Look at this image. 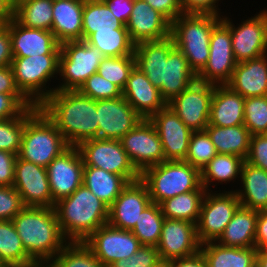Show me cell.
<instances>
[{
    "mask_svg": "<svg viewBox=\"0 0 267 267\" xmlns=\"http://www.w3.org/2000/svg\"><path fill=\"white\" fill-rule=\"evenodd\" d=\"M134 57L135 66L160 90L166 103L197 80L171 36L135 45Z\"/></svg>",
    "mask_w": 267,
    "mask_h": 267,
    "instance_id": "obj_1",
    "label": "cell"
},
{
    "mask_svg": "<svg viewBox=\"0 0 267 267\" xmlns=\"http://www.w3.org/2000/svg\"><path fill=\"white\" fill-rule=\"evenodd\" d=\"M39 108L55 124L69 146L98 138L97 100L78 90H56Z\"/></svg>",
    "mask_w": 267,
    "mask_h": 267,
    "instance_id": "obj_2",
    "label": "cell"
},
{
    "mask_svg": "<svg viewBox=\"0 0 267 267\" xmlns=\"http://www.w3.org/2000/svg\"><path fill=\"white\" fill-rule=\"evenodd\" d=\"M12 222L28 256L36 263H49L68 243L54 207L25 206Z\"/></svg>",
    "mask_w": 267,
    "mask_h": 267,
    "instance_id": "obj_3",
    "label": "cell"
},
{
    "mask_svg": "<svg viewBox=\"0 0 267 267\" xmlns=\"http://www.w3.org/2000/svg\"><path fill=\"white\" fill-rule=\"evenodd\" d=\"M54 209L68 242H84L98 228L108 224L109 207L84 185L55 203Z\"/></svg>",
    "mask_w": 267,
    "mask_h": 267,
    "instance_id": "obj_4",
    "label": "cell"
},
{
    "mask_svg": "<svg viewBox=\"0 0 267 267\" xmlns=\"http://www.w3.org/2000/svg\"><path fill=\"white\" fill-rule=\"evenodd\" d=\"M69 145L55 124L38 107L25 112V124L21 138V159L47 168L52 160L65 151Z\"/></svg>",
    "mask_w": 267,
    "mask_h": 267,
    "instance_id": "obj_5",
    "label": "cell"
},
{
    "mask_svg": "<svg viewBox=\"0 0 267 267\" xmlns=\"http://www.w3.org/2000/svg\"><path fill=\"white\" fill-rule=\"evenodd\" d=\"M221 17L184 13L171 23L170 36L174 45L186 57L196 75L208 61L212 30L222 20Z\"/></svg>",
    "mask_w": 267,
    "mask_h": 267,
    "instance_id": "obj_6",
    "label": "cell"
},
{
    "mask_svg": "<svg viewBox=\"0 0 267 267\" xmlns=\"http://www.w3.org/2000/svg\"><path fill=\"white\" fill-rule=\"evenodd\" d=\"M146 184L153 203L163 201L176 195L205 189L201 183V171L184 160L164 161L148 167L140 174Z\"/></svg>",
    "mask_w": 267,
    "mask_h": 267,
    "instance_id": "obj_7",
    "label": "cell"
},
{
    "mask_svg": "<svg viewBox=\"0 0 267 267\" xmlns=\"http://www.w3.org/2000/svg\"><path fill=\"white\" fill-rule=\"evenodd\" d=\"M59 56L39 55L12 59L10 66L16 86L33 105L39 107L56 91L54 87L49 88L47 82L53 77L57 78L54 75H58Z\"/></svg>",
    "mask_w": 267,
    "mask_h": 267,
    "instance_id": "obj_8",
    "label": "cell"
},
{
    "mask_svg": "<svg viewBox=\"0 0 267 267\" xmlns=\"http://www.w3.org/2000/svg\"><path fill=\"white\" fill-rule=\"evenodd\" d=\"M104 56L95 47L84 40L68 41L61 44L58 74L62 83L56 90H78L81 85L94 73Z\"/></svg>",
    "mask_w": 267,
    "mask_h": 267,
    "instance_id": "obj_9",
    "label": "cell"
},
{
    "mask_svg": "<svg viewBox=\"0 0 267 267\" xmlns=\"http://www.w3.org/2000/svg\"><path fill=\"white\" fill-rule=\"evenodd\" d=\"M84 166H93L121 175L128 183L140 179L120 140L89 139L78 146Z\"/></svg>",
    "mask_w": 267,
    "mask_h": 267,
    "instance_id": "obj_10",
    "label": "cell"
},
{
    "mask_svg": "<svg viewBox=\"0 0 267 267\" xmlns=\"http://www.w3.org/2000/svg\"><path fill=\"white\" fill-rule=\"evenodd\" d=\"M215 192L207 191L201 205L196 225L200 244L217 241L240 206L235 191Z\"/></svg>",
    "mask_w": 267,
    "mask_h": 267,
    "instance_id": "obj_11",
    "label": "cell"
},
{
    "mask_svg": "<svg viewBox=\"0 0 267 267\" xmlns=\"http://www.w3.org/2000/svg\"><path fill=\"white\" fill-rule=\"evenodd\" d=\"M230 28L221 20L212 30L210 56L197 80L215 85L227 84L236 67Z\"/></svg>",
    "mask_w": 267,
    "mask_h": 267,
    "instance_id": "obj_12",
    "label": "cell"
},
{
    "mask_svg": "<svg viewBox=\"0 0 267 267\" xmlns=\"http://www.w3.org/2000/svg\"><path fill=\"white\" fill-rule=\"evenodd\" d=\"M214 87L215 84L196 80L167 105L192 132L205 130L209 122Z\"/></svg>",
    "mask_w": 267,
    "mask_h": 267,
    "instance_id": "obj_13",
    "label": "cell"
},
{
    "mask_svg": "<svg viewBox=\"0 0 267 267\" xmlns=\"http://www.w3.org/2000/svg\"><path fill=\"white\" fill-rule=\"evenodd\" d=\"M228 18L222 16V21L230 28L237 63L267 54V9L242 21L236 27Z\"/></svg>",
    "mask_w": 267,
    "mask_h": 267,
    "instance_id": "obj_14",
    "label": "cell"
},
{
    "mask_svg": "<svg viewBox=\"0 0 267 267\" xmlns=\"http://www.w3.org/2000/svg\"><path fill=\"white\" fill-rule=\"evenodd\" d=\"M120 141L140 174L148 167L165 161L160 137L149 119H142Z\"/></svg>",
    "mask_w": 267,
    "mask_h": 267,
    "instance_id": "obj_15",
    "label": "cell"
},
{
    "mask_svg": "<svg viewBox=\"0 0 267 267\" xmlns=\"http://www.w3.org/2000/svg\"><path fill=\"white\" fill-rule=\"evenodd\" d=\"M84 243L105 267L131 257L142 246L132 231L118 229L109 224L98 228Z\"/></svg>",
    "mask_w": 267,
    "mask_h": 267,
    "instance_id": "obj_16",
    "label": "cell"
},
{
    "mask_svg": "<svg viewBox=\"0 0 267 267\" xmlns=\"http://www.w3.org/2000/svg\"><path fill=\"white\" fill-rule=\"evenodd\" d=\"M84 163L77 146H69L47 166L52 207L83 185Z\"/></svg>",
    "mask_w": 267,
    "mask_h": 267,
    "instance_id": "obj_17",
    "label": "cell"
},
{
    "mask_svg": "<svg viewBox=\"0 0 267 267\" xmlns=\"http://www.w3.org/2000/svg\"><path fill=\"white\" fill-rule=\"evenodd\" d=\"M200 245L196 224L165 218L156 246L163 262L193 256L200 251Z\"/></svg>",
    "mask_w": 267,
    "mask_h": 267,
    "instance_id": "obj_18",
    "label": "cell"
},
{
    "mask_svg": "<svg viewBox=\"0 0 267 267\" xmlns=\"http://www.w3.org/2000/svg\"><path fill=\"white\" fill-rule=\"evenodd\" d=\"M13 187L24 206L52 207L47 168L17 157Z\"/></svg>",
    "mask_w": 267,
    "mask_h": 267,
    "instance_id": "obj_19",
    "label": "cell"
},
{
    "mask_svg": "<svg viewBox=\"0 0 267 267\" xmlns=\"http://www.w3.org/2000/svg\"><path fill=\"white\" fill-rule=\"evenodd\" d=\"M98 138L120 140L143 118L123 96L97 100Z\"/></svg>",
    "mask_w": 267,
    "mask_h": 267,
    "instance_id": "obj_20",
    "label": "cell"
},
{
    "mask_svg": "<svg viewBox=\"0 0 267 267\" xmlns=\"http://www.w3.org/2000/svg\"><path fill=\"white\" fill-rule=\"evenodd\" d=\"M149 121L154 125L165 156V161L185 160L192 131L177 114L166 105L153 114Z\"/></svg>",
    "mask_w": 267,
    "mask_h": 267,
    "instance_id": "obj_21",
    "label": "cell"
},
{
    "mask_svg": "<svg viewBox=\"0 0 267 267\" xmlns=\"http://www.w3.org/2000/svg\"><path fill=\"white\" fill-rule=\"evenodd\" d=\"M151 203L148 188L141 179L129 182L109 207L108 224L131 231L142 211Z\"/></svg>",
    "mask_w": 267,
    "mask_h": 267,
    "instance_id": "obj_22",
    "label": "cell"
},
{
    "mask_svg": "<svg viewBox=\"0 0 267 267\" xmlns=\"http://www.w3.org/2000/svg\"><path fill=\"white\" fill-rule=\"evenodd\" d=\"M13 58L60 55L61 44L51 31L29 28L15 18L8 22Z\"/></svg>",
    "mask_w": 267,
    "mask_h": 267,
    "instance_id": "obj_23",
    "label": "cell"
},
{
    "mask_svg": "<svg viewBox=\"0 0 267 267\" xmlns=\"http://www.w3.org/2000/svg\"><path fill=\"white\" fill-rule=\"evenodd\" d=\"M126 28L131 40L137 45L167 38L170 36L171 23L145 0H135Z\"/></svg>",
    "mask_w": 267,
    "mask_h": 267,
    "instance_id": "obj_24",
    "label": "cell"
},
{
    "mask_svg": "<svg viewBox=\"0 0 267 267\" xmlns=\"http://www.w3.org/2000/svg\"><path fill=\"white\" fill-rule=\"evenodd\" d=\"M122 96L143 119H149L167 105L160 90L136 66L129 74Z\"/></svg>",
    "mask_w": 267,
    "mask_h": 267,
    "instance_id": "obj_25",
    "label": "cell"
},
{
    "mask_svg": "<svg viewBox=\"0 0 267 267\" xmlns=\"http://www.w3.org/2000/svg\"><path fill=\"white\" fill-rule=\"evenodd\" d=\"M226 85L244 98L267 96V54L237 63Z\"/></svg>",
    "mask_w": 267,
    "mask_h": 267,
    "instance_id": "obj_26",
    "label": "cell"
},
{
    "mask_svg": "<svg viewBox=\"0 0 267 267\" xmlns=\"http://www.w3.org/2000/svg\"><path fill=\"white\" fill-rule=\"evenodd\" d=\"M85 0L53 1L52 30L54 37L62 44L82 40V17Z\"/></svg>",
    "mask_w": 267,
    "mask_h": 267,
    "instance_id": "obj_27",
    "label": "cell"
},
{
    "mask_svg": "<svg viewBox=\"0 0 267 267\" xmlns=\"http://www.w3.org/2000/svg\"><path fill=\"white\" fill-rule=\"evenodd\" d=\"M245 98L229 86L215 85L208 125L220 127L244 124Z\"/></svg>",
    "mask_w": 267,
    "mask_h": 267,
    "instance_id": "obj_28",
    "label": "cell"
},
{
    "mask_svg": "<svg viewBox=\"0 0 267 267\" xmlns=\"http://www.w3.org/2000/svg\"><path fill=\"white\" fill-rule=\"evenodd\" d=\"M243 189H235L240 205L257 211L267 210V171L244 161L241 170Z\"/></svg>",
    "mask_w": 267,
    "mask_h": 267,
    "instance_id": "obj_29",
    "label": "cell"
},
{
    "mask_svg": "<svg viewBox=\"0 0 267 267\" xmlns=\"http://www.w3.org/2000/svg\"><path fill=\"white\" fill-rule=\"evenodd\" d=\"M257 216V210L240 205L216 242L227 247H255Z\"/></svg>",
    "mask_w": 267,
    "mask_h": 267,
    "instance_id": "obj_30",
    "label": "cell"
},
{
    "mask_svg": "<svg viewBox=\"0 0 267 267\" xmlns=\"http://www.w3.org/2000/svg\"><path fill=\"white\" fill-rule=\"evenodd\" d=\"M255 247H227L216 241L200 245L207 267H250L256 261Z\"/></svg>",
    "mask_w": 267,
    "mask_h": 267,
    "instance_id": "obj_31",
    "label": "cell"
},
{
    "mask_svg": "<svg viewBox=\"0 0 267 267\" xmlns=\"http://www.w3.org/2000/svg\"><path fill=\"white\" fill-rule=\"evenodd\" d=\"M205 130L218 154L238 155L246 159L252 134L243 124L227 127L208 125Z\"/></svg>",
    "mask_w": 267,
    "mask_h": 267,
    "instance_id": "obj_32",
    "label": "cell"
},
{
    "mask_svg": "<svg viewBox=\"0 0 267 267\" xmlns=\"http://www.w3.org/2000/svg\"><path fill=\"white\" fill-rule=\"evenodd\" d=\"M85 42L97 48L104 57L134 56L135 44L127 28L93 29Z\"/></svg>",
    "mask_w": 267,
    "mask_h": 267,
    "instance_id": "obj_33",
    "label": "cell"
},
{
    "mask_svg": "<svg viewBox=\"0 0 267 267\" xmlns=\"http://www.w3.org/2000/svg\"><path fill=\"white\" fill-rule=\"evenodd\" d=\"M128 182L118 174L93 166H84L83 185L110 207Z\"/></svg>",
    "mask_w": 267,
    "mask_h": 267,
    "instance_id": "obj_34",
    "label": "cell"
},
{
    "mask_svg": "<svg viewBox=\"0 0 267 267\" xmlns=\"http://www.w3.org/2000/svg\"><path fill=\"white\" fill-rule=\"evenodd\" d=\"M206 189L176 195L160 204L164 218L186 220L197 225Z\"/></svg>",
    "mask_w": 267,
    "mask_h": 267,
    "instance_id": "obj_35",
    "label": "cell"
},
{
    "mask_svg": "<svg viewBox=\"0 0 267 267\" xmlns=\"http://www.w3.org/2000/svg\"><path fill=\"white\" fill-rule=\"evenodd\" d=\"M0 262L4 266L36 264L27 254L12 220H0Z\"/></svg>",
    "mask_w": 267,
    "mask_h": 267,
    "instance_id": "obj_36",
    "label": "cell"
},
{
    "mask_svg": "<svg viewBox=\"0 0 267 267\" xmlns=\"http://www.w3.org/2000/svg\"><path fill=\"white\" fill-rule=\"evenodd\" d=\"M245 159L238 155L217 154L202 170V186L210 191L211 184L220 182V184L233 182L241 178V170ZM235 179V180H234ZM210 184V185H209Z\"/></svg>",
    "mask_w": 267,
    "mask_h": 267,
    "instance_id": "obj_37",
    "label": "cell"
},
{
    "mask_svg": "<svg viewBox=\"0 0 267 267\" xmlns=\"http://www.w3.org/2000/svg\"><path fill=\"white\" fill-rule=\"evenodd\" d=\"M53 0H30L14 10V18L23 26L52 30Z\"/></svg>",
    "mask_w": 267,
    "mask_h": 267,
    "instance_id": "obj_38",
    "label": "cell"
},
{
    "mask_svg": "<svg viewBox=\"0 0 267 267\" xmlns=\"http://www.w3.org/2000/svg\"><path fill=\"white\" fill-rule=\"evenodd\" d=\"M82 25V40L84 41L93 33V29L126 28L103 0L84 1Z\"/></svg>",
    "mask_w": 267,
    "mask_h": 267,
    "instance_id": "obj_39",
    "label": "cell"
},
{
    "mask_svg": "<svg viewBox=\"0 0 267 267\" xmlns=\"http://www.w3.org/2000/svg\"><path fill=\"white\" fill-rule=\"evenodd\" d=\"M165 218L157 203L149 204L140 214V218L131 230L141 245L157 246Z\"/></svg>",
    "mask_w": 267,
    "mask_h": 267,
    "instance_id": "obj_40",
    "label": "cell"
},
{
    "mask_svg": "<svg viewBox=\"0 0 267 267\" xmlns=\"http://www.w3.org/2000/svg\"><path fill=\"white\" fill-rule=\"evenodd\" d=\"M49 264L52 267H105L84 242H68Z\"/></svg>",
    "mask_w": 267,
    "mask_h": 267,
    "instance_id": "obj_41",
    "label": "cell"
},
{
    "mask_svg": "<svg viewBox=\"0 0 267 267\" xmlns=\"http://www.w3.org/2000/svg\"><path fill=\"white\" fill-rule=\"evenodd\" d=\"M217 154L207 131H194L190 136L188 153L184 161L201 171Z\"/></svg>",
    "mask_w": 267,
    "mask_h": 267,
    "instance_id": "obj_42",
    "label": "cell"
},
{
    "mask_svg": "<svg viewBox=\"0 0 267 267\" xmlns=\"http://www.w3.org/2000/svg\"><path fill=\"white\" fill-rule=\"evenodd\" d=\"M134 66V56L104 57L97 73L123 90Z\"/></svg>",
    "mask_w": 267,
    "mask_h": 267,
    "instance_id": "obj_43",
    "label": "cell"
},
{
    "mask_svg": "<svg viewBox=\"0 0 267 267\" xmlns=\"http://www.w3.org/2000/svg\"><path fill=\"white\" fill-rule=\"evenodd\" d=\"M243 125L252 136L267 134V96L245 98Z\"/></svg>",
    "mask_w": 267,
    "mask_h": 267,
    "instance_id": "obj_44",
    "label": "cell"
},
{
    "mask_svg": "<svg viewBox=\"0 0 267 267\" xmlns=\"http://www.w3.org/2000/svg\"><path fill=\"white\" fill-rule=\"evenodd\" d=\"M25 113L19 118L0 120V150L19 154Z\"/></svg>",
    "mask_w": 267,
    "mask_h": 267,
    "instance_id": "obj_45",
    "label": "cell"
},
{
    "mask_svg": "<svg viewBox=\"0 0 267 267\" xmlns=\"http://www.w3.org/2000/svg\"><path fill=\"white\" fill-rule=\"evenodd\" d=\"M78 91L94 100L115 99L122 96V90L98 73L92 74Z\"/></svg>",
    "mask_w": 267,
    "mask_h": 267,
    "instance_id": "obj_46",
    "label": "cell"
},
{
    "mask_svg": "<svg viewBox=\"0 0 267 267\" xmlns=\"http://www.w3.org/2000/svg\"><path fill=\"white\" fill-rule=\"evenodd\" d=\"M33 106L23 94L0 93V120L19 118Z\"/></svg>",
    "mask_w": 267,
    "mask_h": 267,
    "instance_id": "obj_47",
    "label": "cell"
},
{
    "mask_svg": "<svg viewBox=\"0 0 267 267\" xmlns=\"http://www.w3.org/2000/svg\"><path fill=\"white\" fill-rule=\"evenodd\" d=\"M24 207L13 186H0V220H12Z\"/></svg>",
    "mask_w": 267,
    "mask_h": 267,
    "instance_id": "obj_48",
    "label": "cell"
},
{
    "mask_svg": "<svg viewBox=\"0 0 267 267\" xmlns=\"http://www.w3.org/2000/svg\"><path fill=\"white\" fill-rule=\"evenodd\" d=\"M246 162L267 171V134L253 135Z\"/></svg>",
    "mask_w": 267,
    "mask_h": 267,
    "instance_id": "obj_49",
    "label": "cell"
},
{
    "mask_svg": "<svg viewBox=\"0 0 267 267\" xmlns=\"http://www.w3.org/2000/svg\"><path fill=\"white\" fill-rule=\"evenodd\" d=\"M181 8L186 14H212L223 16L219 12L220 0H179ZM217 3V4H216Z\"/></svg>",
    "mask_w": 267,
    "mask_h": 267,
    "instance_id": "obj_50",
    "label": "cell"
},
{
    "mask_svg": "<svg viewBox=\"0 0 267 267\" xmlns=\"http://www.w3.org/2000/svg\"><path fill=\"white\" fill-rule=\"evenodd\" d=\"M17 154L0 150V186H13Z\"/></svg>",
    "mask_w": 267,
    "mask_h": 267,
    "instance_id": "obj_51",
    "label": "cell"
},
{
    "mask_svg": "<svg viewBox=\"0 0 267 267\" xmlns=\"http://www.w3.org/2000/svg\"><path fill=\"white\" fill-rule=\"evenodd\" d=\"M132 256L135 267H159L164 263L155 246L142 245Z\"/></svg>",
    "mask_w": 267,
    "mask_h": 267,
    "instance_id": "obj_52",
    "label": "cell"
},
{
    "mask_svg": "<svg viewBox=\"0 0 267 267\" xmlns=\"http://www.w3.org/2000/svg\"><path fill=\"white\" fill-rule=\"evenodd\" d=\"M154 10L162 14L170 23L184 14L179 0H145Z\"/></svg>",
    "mask_w": 267,
    "mask_h": 267,
    "instance_id": "obj_53",
    "label": "cell"
},
{
    "mask_svg": "<svg viewBox=\"0 0 267 267\" xmlns=\"http://www.w3.org/2000/svg\"><path fill=\"white\" fill-rule=\"evenodd\" d=\"M113 15L121 22L124 26L130 19L133 2L132 0H103Z\"/></svg>",
    "mask_w": 267,
    "mask_h": 267,
    "instance_id": "obj_54",
    "label": "cell"
},
{
    "mask_svg": "<svg viewBox=\"0 0 267 267\" xmlns=\"http://www.w3.org/2000/svg\"><path fill=\"white\" fill-rule=\"evenodd\" d=\"M13 59L8 23L0 25V67L11 65Z\"/></svg>",
    "mask_w": 267,
    "mask_h": 267,
    "instance_id": "obj_55",
    "label": "cell"
},
{
    "mask_svg": "<svg viewBox=\"0 0 267 267\" xmlns=\"http://www.w3.org/2000/svg\"><path fill=\"white\" fill-rule=\"evenodd\" d=\"M255 248L267 250V210L258 211L256 221Z\"/></svg>",
    "mask_w": 267,
    "mask_h": 267,
    "instance_id": "obj_56",
    "label": "cell"
},
{
    "mask_svg": "<svg viewBox=\"0 0 267 267\" xmlns=\"http://www.w3.org/2000/svg\"><path fill=\"white\" fill-rule=\"evenodd\" d=\"M0 93L22 94L16 86L13 70L10 65L0 67Z\"/></svg>",
    "mask_w": 267,
    "mask_h": 267,
    "instance_id": "obj_57",
    "label": "cell"
},
{
    "mask_svg": "<svg viewBox=\"0 0 267 267\" xmlns=\"http://www.w3.org/2000/svg\"><path fill=\"white\" fill-rule=\"evenodd\" d=\"M164 263L168 267H207L206 261L200 251L193 256L173 259Z\"/></svg>",
    "mask_w": 267,
    "mask_h": 267,
    "instance_id": "obj_58",
    "label": "cell"
},
{
    "mask_svg": "<svg viewBox=\"0 0 267 267\" xmlns=\"http://www.w3.org/2000/svg\"><path fill=\"white\" fill-rule=\"evenodd\" d=\"M14 18L11 0H0V25L7 24Z\"/></svg>",
    "mask_w": 267,
    "mask_h": 267,
    "instance_id": "obj_59",
    "label": "cell"
},
{
    "mask_svg": "<svg viewBox=\"0 0 267 267\" xmlns=\"http://www.w3.org/2000/svg\"><path fill=\"white\" fill-rule=\"evenodd\" d=\"M109 267H135L133 256L118 260L111 264Z\"/></svg>",
    "mask_w": 267,
    "mask_h": 267,
    "instance_id": "obj_60",
    "label": "cell"
},
{
    "mask_svg": "<svg viewBox=\"0 0 267 267\" xmlns=\"http://www.w3.org/2000/svg\"><path fill=\"white\" fill-rule=\"evenodd\" d=\"M256 262L260 267H267V250L257 251Z\"/></svg>",
    "mask_w": 267,
    "mask_h": 267,
    "instance_id": "obj_61",
    "label": "cell"
},
{
    "mask_svg": "<svg viewBox=\"0 0 267 267\" xmlns=\"http://www.w3.org/2000/svg\"><path fill=\"white\" fill-rule=\"evenodd\" d=\"M30 1V0H11L12 8L15 10L17 7L22 5L23 3Z\"/></svg>",
    "mask_w": 267,
    "mask_h": 267,
    "instance_id": "obj_62",
    "label": "cell"
},
{
    "mask_svg": "<svg viewBox=\"0 0 267 267\" xmlns=\"http://www.w3.org/2000/svg\"><path fill=\"white\" fill-rule=\"evenodd\" d=\"M29 267H52L49 263H42V264H34Z\"/></svg>",
    "mask_w": 267,
    "mask_h": 267,
    "instance_id": "obj_63",
    "label": "cell"
},
{
    "mask_svg": "<svg viewBox=\"0 0 267 267\" xmlns=\"http://www.w3.org/2000/svg\"><path fill=\"white\" fill-rule=\"evenodd\" d=\"M250 267H260V265L255 261Z\"/></svg>",
    "mask_w": 267,
    "mask_h": 267,
    "instance_id": "obj_64",
    "label": "cell"
},
{
    "mask_svg": "<svg viewBox=\"0 0 267 267\" xmlns=\"http://www.w3.org/2000/svg\"><path fill=\"white\" fill-rule=\"evenodd\" d=\"M159 267H168L165 263H162Z\"/></svg>",
    "mask_w": 267,
    "mask_h": 267,
    "instance_id": "obj_65",
    "label": "cell"
}]
</instances>
